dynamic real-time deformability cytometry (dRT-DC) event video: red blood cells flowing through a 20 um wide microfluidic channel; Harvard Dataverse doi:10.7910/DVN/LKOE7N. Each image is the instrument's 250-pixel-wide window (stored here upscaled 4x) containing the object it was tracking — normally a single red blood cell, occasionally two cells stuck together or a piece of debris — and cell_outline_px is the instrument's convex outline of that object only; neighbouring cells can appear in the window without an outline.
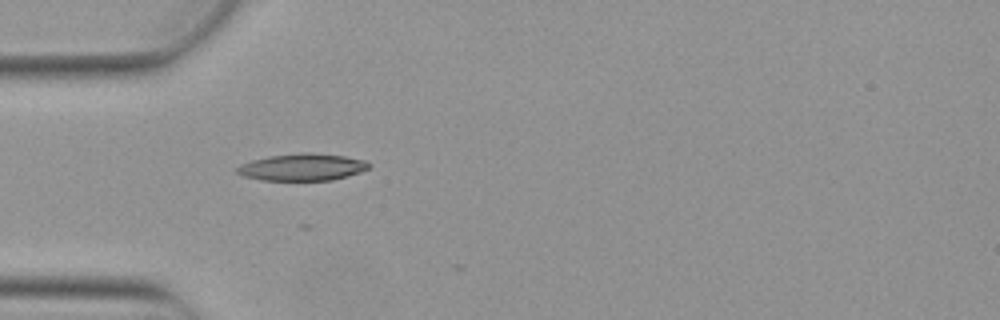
{"species": "Egyptian fruit bat (a non-hibernating species)", "species_latin": "Rousettus aegyptiacus", "temperature_condition": "warm", "stored_images_in_passage": 2, "camera_frame_rate_fps": 3000, "um_per_image_px": 0.085, "animal": {"sex": "female"}, "frame": {"image": 1, "passage_image": 2, "time_ms": 0.333, "image_size_px": [1000, 320], "cell_outline_px": [[372, 164], [368, 168], [360, 172], [348, 176], [332, 180], [260, 180], [244, 176], [236, 172], [236, 168], [240, 164], [252, 160], [268, 156], [300, 152], [312, 152], [344, 156], [364, 160]], "centroid_in_image_um": [25.69, 14.2], "position_along_channel_um": 59.3, "area_um2": 20.87}}